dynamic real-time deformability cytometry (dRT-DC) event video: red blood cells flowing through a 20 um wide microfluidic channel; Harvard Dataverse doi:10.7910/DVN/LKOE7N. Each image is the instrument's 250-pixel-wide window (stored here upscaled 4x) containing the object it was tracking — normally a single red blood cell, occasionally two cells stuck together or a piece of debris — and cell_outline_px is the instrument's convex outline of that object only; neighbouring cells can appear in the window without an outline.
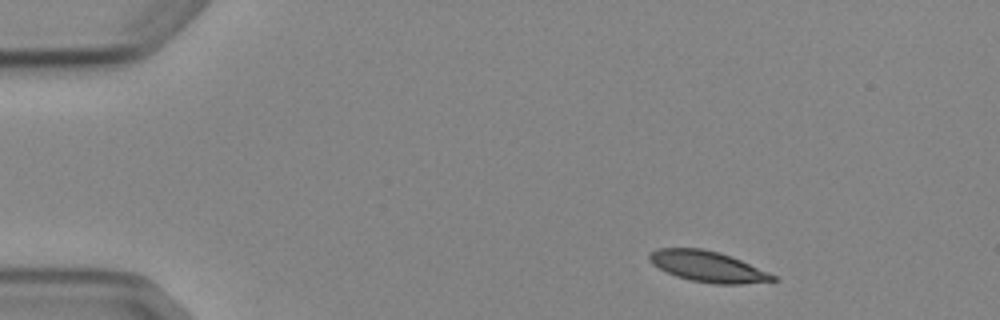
{"species": "Egyptian fruit bat (a non-hibernating species)", "species_latin": "Rousettus aegyptiacus", "temperature_condition": "cold", "stored_images_in_passage": 3, "camera_frame_rate_fps": 3000, "um_per_image_px": 0.085, "animal": {"sex": "female"}, "frame": {"image": 1, "passage_image": 1, "time_ms": 0.0, "image_size_px": [1000, 320], "cell_outline_px": [[780, 280], [744, 284], [716, 284], [692, 280], [676, 276], [652, 264], [648, 260], [648, 256], [656, 248], [700, 248], [720, 252], [740, 260], [768, 272], [776, 276]], "centroid_in_image_um": [60.17, 22.65], "position_along_channel_um": 24.8, "area_um2": 22.02}}